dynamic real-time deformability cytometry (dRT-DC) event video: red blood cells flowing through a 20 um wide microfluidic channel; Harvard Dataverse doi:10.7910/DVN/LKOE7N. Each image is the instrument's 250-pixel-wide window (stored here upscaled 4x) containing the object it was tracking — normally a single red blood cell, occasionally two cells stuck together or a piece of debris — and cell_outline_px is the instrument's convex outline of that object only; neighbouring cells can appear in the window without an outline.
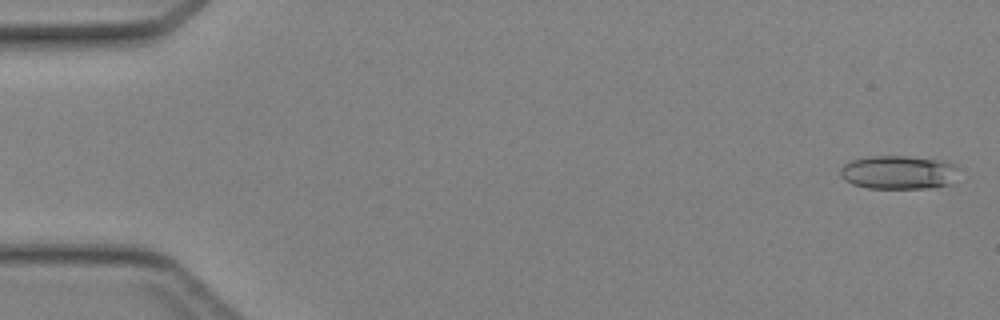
{"species": "Egyptian fruit bat (a non-hibernating species)", "species_latin": "Rousettus aegyptiacus", "temperature_condition": "cold", "stored_images_in_passage": 12, "camera_frame_rate_fps": 3000, "um_per_image_px": 0.085, "animal": {"sex": "female"}, "frame": {"image": 1, "passage_image": 1, "time_ms": 0.0, "image_size_px": [1000, 320], "cell_outline_px": [[960, 168], [956, 184], [936, 188], [868, 188], [852, 184], [844, 180], [840, 176], [840, 168], [844, 164], [852, 160], [868, 156], [908, 156], [948, 160], [956, 164]], "centroid_in_image_um": [76.5, 14.65], "position_along_channel_um": 8.5, "area_um2": 24.16}}